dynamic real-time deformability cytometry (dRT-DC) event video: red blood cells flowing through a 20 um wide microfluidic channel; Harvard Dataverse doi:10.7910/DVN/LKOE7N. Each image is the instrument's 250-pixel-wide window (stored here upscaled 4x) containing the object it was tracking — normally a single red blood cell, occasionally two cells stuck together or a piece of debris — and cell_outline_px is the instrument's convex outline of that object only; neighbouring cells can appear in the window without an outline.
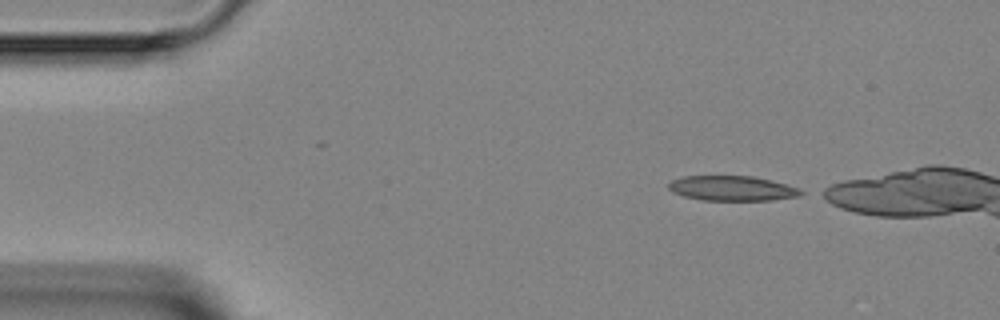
{"species": "Egyptian fruit bat (a non-hibernating species)", "species_latin": "Rousettus aegyptiacus", "temperature_condition": "room temperature", "stored_images_in_passage": 3, "camera_frame_rate_fps": 3000, "um_per_image_px": 0.085, "animal": {"sex": "female"}, "frame": {"image": 1, "passage_image": 1, "time_ms": 0.0, "image_size_px": [1000, 320], "cell_outline_px": [[808, 192], [800, 196], [772, 200], [704, 200], [684, 196], [672, 192], [668, 188], [668, 184], [672, 180], [684, 176], [752, 176], [800, 188]], "centroid_in_image_um": [62.26, 16.01], "position_along_channel_um": 22.7, "area_um2": 19.19}}